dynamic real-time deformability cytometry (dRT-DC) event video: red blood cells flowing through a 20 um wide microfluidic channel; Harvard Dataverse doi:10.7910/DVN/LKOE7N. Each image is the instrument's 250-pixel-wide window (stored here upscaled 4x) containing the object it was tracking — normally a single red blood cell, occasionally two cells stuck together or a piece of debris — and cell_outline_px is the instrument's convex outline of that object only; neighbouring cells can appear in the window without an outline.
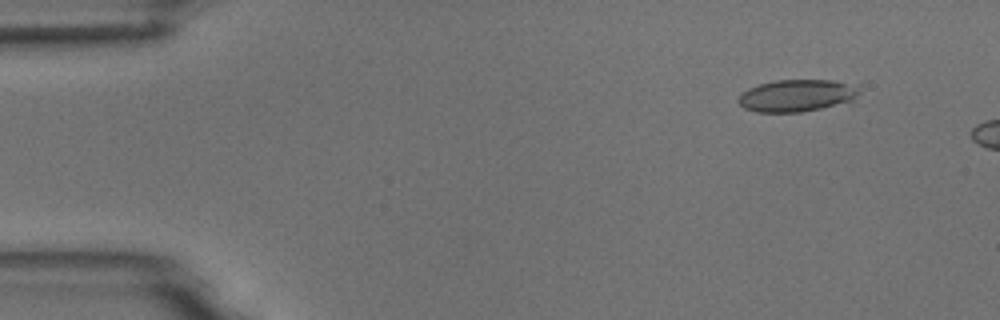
{"species": "common noctule bat (a hibernating species)", "species_latin": "Nyctalus noctula", "temperature_condition": "room temperature", "stored_images_in_passage": 3, "camera_frame_rate_fps": 3000, "um_per_image_px": 0.085, "animal": {"sex": "male", "body_mass_g": 18.8}, "frame": {"image": 1, "passage_image": 1, "time_ms": 0.0, "image_size_px": [1000, 320], "cell_outline_px": [[860, 92], [852, 104], [800, 112], [756, 112], [744, 108], [736, 100], [748, 88], [772, 80], [836, 80], [860, 84]], "centroid_in_image_um": [67.88, 8.12], "position_along_channel_um": 17.1, "area_um2": 23.47}}